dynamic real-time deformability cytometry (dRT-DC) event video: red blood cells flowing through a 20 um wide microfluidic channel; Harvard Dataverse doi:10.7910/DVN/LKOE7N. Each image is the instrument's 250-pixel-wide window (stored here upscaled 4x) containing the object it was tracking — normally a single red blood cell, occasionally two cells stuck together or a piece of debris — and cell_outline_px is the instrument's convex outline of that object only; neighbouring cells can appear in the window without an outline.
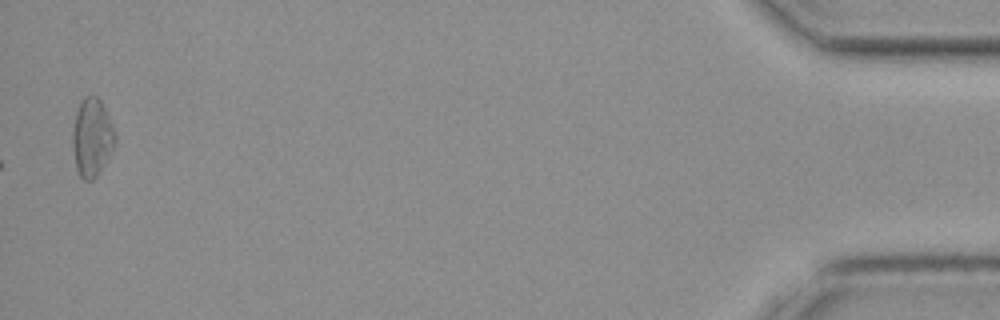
{"species": "common noctule bat (a hibernating species)", "species_latin": "Nyctalus noctula", "temperature_condition": "cold", "stored_images_in_passage": 46, "camera_frame_rate_fps": 3000, "um_per_image_px": 0.085, "animal": {"sex": "female", "body_mass_g": 19.3, "forearm_length_mm": 54.1}, "frame": {"image": 1, "passage_image": 46, "time_ms": 15.0, "image_size_px": [1000, 320], "cell_outline_px": [[116, 140], [104, 164], [96, 176], [92, 180], [84, 180], [80, 176], [76, 168], [72, 148], [72, 132], [76, 112], [80, 100], [84, 96], [96, 96], [100, 100], [108, 116], [116, 136]], "centroid_in_image_um": [7.78, 11.67], "position_along_channel_um": 427.4, "area_um2": 19.13}}